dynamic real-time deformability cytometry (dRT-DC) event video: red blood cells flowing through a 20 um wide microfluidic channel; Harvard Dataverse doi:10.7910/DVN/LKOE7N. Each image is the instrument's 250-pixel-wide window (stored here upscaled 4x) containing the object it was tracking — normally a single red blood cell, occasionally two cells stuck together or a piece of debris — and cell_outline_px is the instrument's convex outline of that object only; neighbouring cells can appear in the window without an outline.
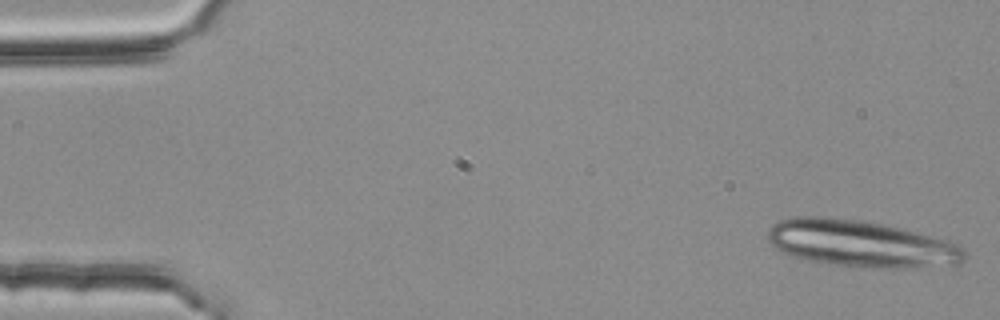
{"species": "common noctule bat (a hibernating species)", "species_latin": "Nyctalus noctula", "temperature_condition": "room temperature", "stored_images_in_passage": 15, "camera_frame_rate_fps": 3000, "um_per_image_px": 0.085, "animal": {"sex": "female", "body_mass_g": 25.1}, "frame": {"image": 1, "passage_image": 1, "time_ms": 0.0, "image_size_px": [1000, 320], "cell_outline_px": [[968, 256], [960, 264], [896, 268], [836, 264], [812, 260], [792, 256], [776, 248], [768, 240], [768, 228], [776, 220], [788, 216], [820, 216], [864, 220], [884, 224], [948, 240], [964, 248]], "centroid_in_image_um": [73.17, 20.67], "position_along_channel_um": 11.8, "area_um2": 53.35}}